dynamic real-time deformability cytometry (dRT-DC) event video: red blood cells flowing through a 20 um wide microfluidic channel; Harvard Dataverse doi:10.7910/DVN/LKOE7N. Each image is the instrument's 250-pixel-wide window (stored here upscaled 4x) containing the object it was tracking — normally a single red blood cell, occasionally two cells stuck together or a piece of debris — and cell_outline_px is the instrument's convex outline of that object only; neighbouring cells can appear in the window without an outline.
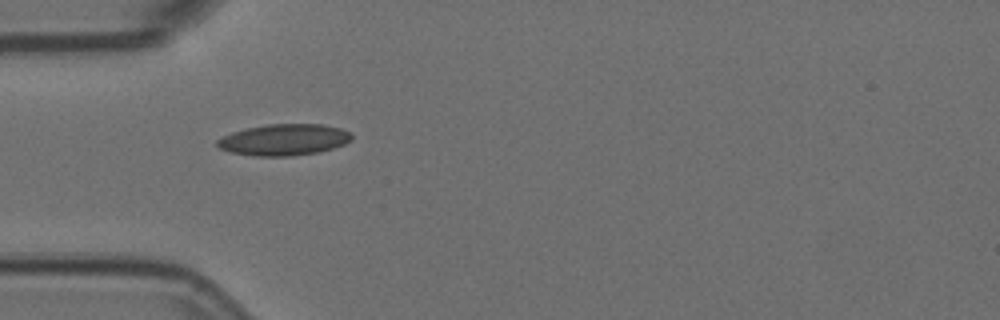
{"species": "Egyptian fruit bat (a non-hibernating species)", "species_latin": "Rousettus aegyptiacus", "temperature_condition": "room temperature", "stored_images_in_passage": 37, "camera_frame_rate_fps": 3000, "um_per_image_px": 0.085, "animal": {"sex": "female"}, "frame": {"image": 1, "passage_image": 1, "time_ms": 0.0, "image_size_px": [1000, 320], "cell_outline_px": [[352, 140], [344, 144], [320, 152], [288, 156], [252, 156], [232, 152], [220, 148], [216, 144], [216, 140], [232, 132], [248, 128], [268, 124], [324, 124], [340, 128], [352, 132]], "centroid_in_image_um": [24.17, 11.87], "position_along_channel_um": 60.8, "area_um2": 24.57}}
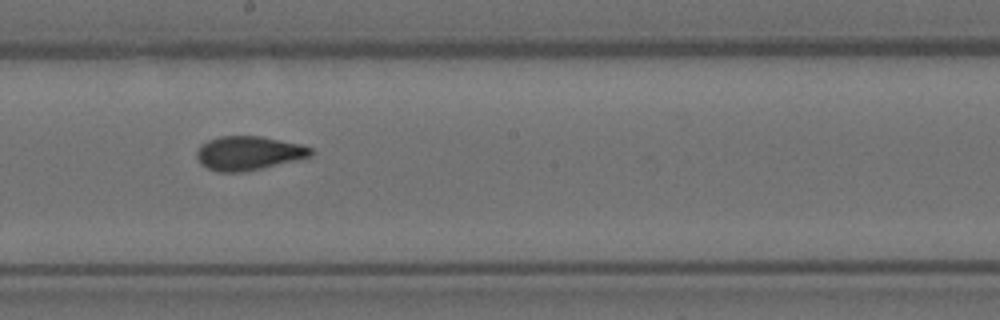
{"frame": {"image": 2, "passage_image": 15, "time_ms": 4.667, "image_size_px": [1000, 320], "cell_outline_px": [[316, 152], [312, 156], [296, 160], [244, 172], [220, 172], [208, 168], [200, 164], [196, 156], [196, 152], [200, 144], [208, 140], [220, 136], [260, 136], [304, 144], [312, 148]], "centroid_in_image_um": [21.15, 13.01], "position_along_channel_um": 227.0, "area_um2": 22.83}}
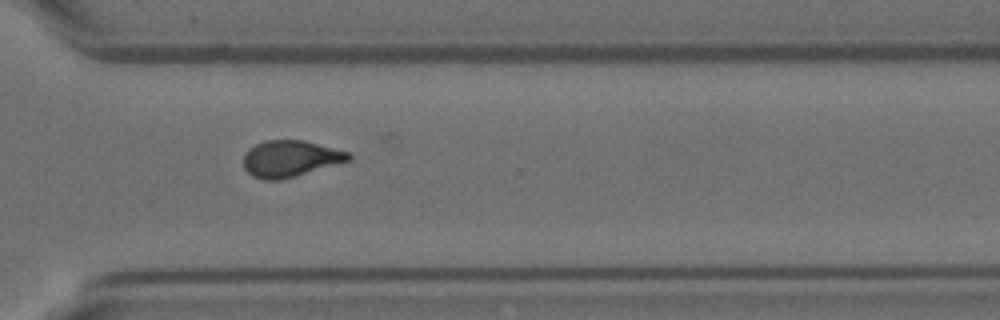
{"frame": {"image": 3, "passage_image": 25, "time_ms": 8.0, "image_size_px": [1000, 320], "cell_outline_px": [[352, 160], [280, 180], [264, 180], [252, 176], [244, 168], [244, 152], [248, 148], [264, 140], [304, 140], [348, 152], [352, 156]], "centroid_in_image_um": [24.65, 13.48], "position_along_channel_um": 345.9, "area_um2": 22.31}, "authors_computed_cell_mechanics": {"area_um2": 22.5998, "velocity_mm_per_s": 3.5847, "shape_relaxation_time_tau1_ms": null, "shape_relaxation_time_tau2_ms": 1.7238, "deformation_change_tau1": null, "deformation_change_tau2": 0.0674}}